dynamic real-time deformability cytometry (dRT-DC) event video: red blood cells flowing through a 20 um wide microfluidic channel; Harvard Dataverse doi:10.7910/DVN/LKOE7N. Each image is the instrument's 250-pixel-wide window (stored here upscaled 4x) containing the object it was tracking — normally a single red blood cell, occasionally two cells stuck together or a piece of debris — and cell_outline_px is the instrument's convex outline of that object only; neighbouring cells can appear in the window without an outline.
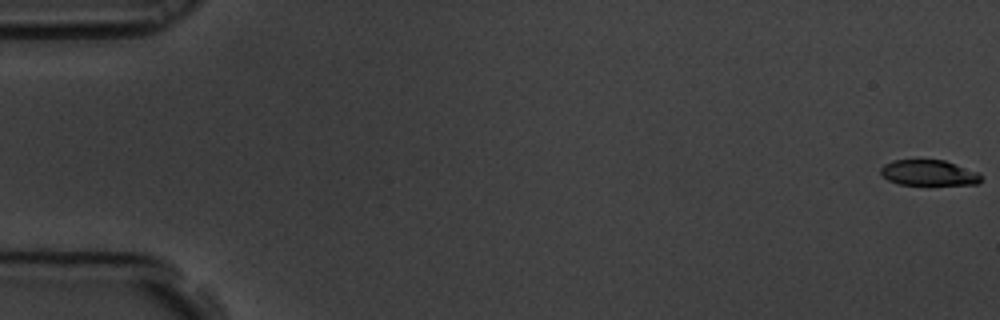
{"species": "common noctule bat (a hibernating species)", "species_latin": "Nyctalus noctula", "temperature_condition": "room temperature", "stored_images_in_passage": 60, "camera_frame_rate_fps": 3000, "um_per_image_px": 0.085, "animal": {"sex": "male", "body_mass_g": 19.5, "forearm_length_mm": 54.6}, "frame": {"image": 1, "passage_image": 1, "time_ms": 0.0, "image_size_px": [1000, 320], "cell_outline_px": [[984, 180], [980, 184], [900, 184], [888, 180], [880, 172], [880, 168], [884, 164], [892, 160], [944, 160], [980, 172], [984, 176]], "centroid_in_image_um": [79.02, 14.68], "position_along_channel_um": 6.0, "area_um2": 15.09}}
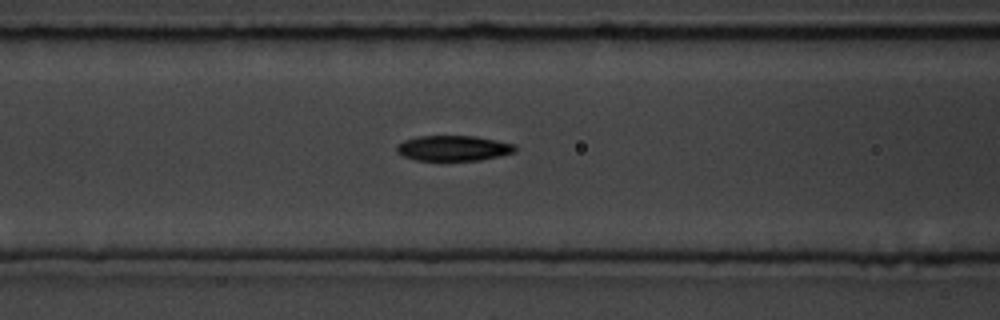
{"frame": {"image": 2, "passage_image": 25, "time_ms": 8.0, "image_size_px": [1000, 320], "cell_outline_px": [[516, 152], [480, 160], [416, 160], [404, 156], [396, 152], [396, 144], [404, 140], [416, 136], [476, 136], [516, 144]], "centroid_in_image_um": [38.53, 12.59], "position_along_channel_um": 128.1, "area_um2": 17.57}}
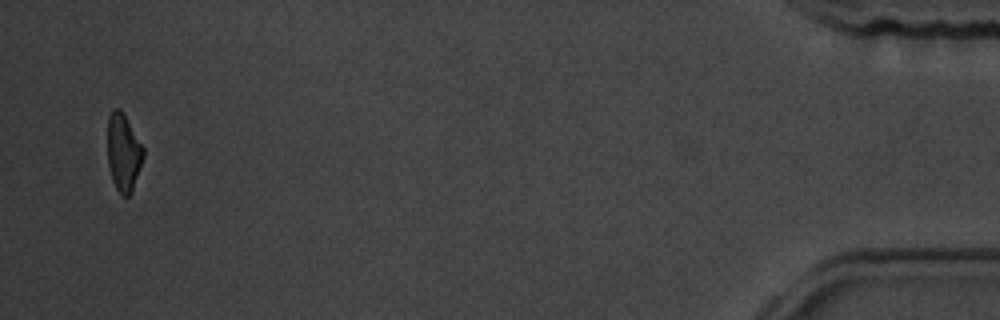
{"frame": {"image": 3, "passage_image": 58, "time_ms": 19.0, "image_size_px": [1000, 320], "cell_outline_px": [[144, 156], [132, 192], [128, 196], [120, 196], [112, 180], [108, 164], [108, 116], [112, 108], [120, 108], [124, 112], [144, 148]], "centroid_in_image_um": [10.49, 12.94], "position_along_channel_um": 424.7, "area_um2": 16.42}, "authors_computed_cell_mechanics": {"area_um2": 17.7157, "velocity_mm_per_s": 3.4804, "shape_relaxation_time_tau1_ms": 3.0761, "shape_relaxation_time_tau2_ms": 3.1024, "deformation_change_tau1": 0.1418, "deformation_change_tau2": 0.0946}}